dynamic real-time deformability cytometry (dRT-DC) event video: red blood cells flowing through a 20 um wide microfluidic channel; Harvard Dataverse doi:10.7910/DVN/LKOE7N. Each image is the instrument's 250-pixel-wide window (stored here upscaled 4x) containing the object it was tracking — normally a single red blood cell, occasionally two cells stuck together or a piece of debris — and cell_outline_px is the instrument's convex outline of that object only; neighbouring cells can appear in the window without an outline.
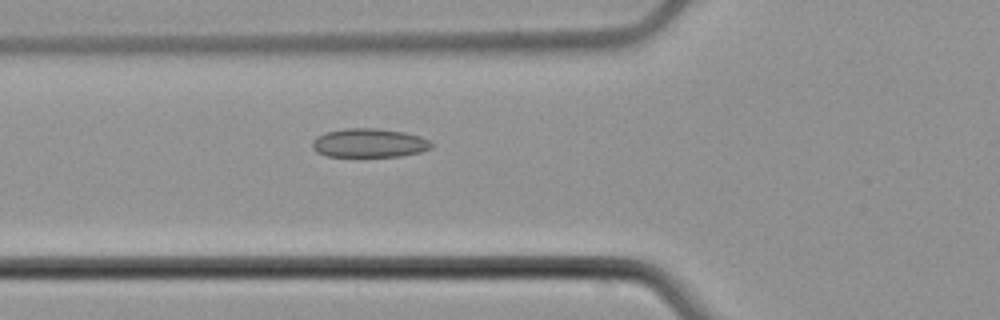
{"species": "common noctule bat (a hibernating species)", "species_latin": "Nyctalus noctula", "temperature_condition": "cold", "stored_images_in_passage": 51, "camera_frame_rate_fps": 3000, "um_per_image_px": 0.085, "animal": {"sex": "male", "body_mass_g": 21.5, "forearm_length_mm": 52.0}, "frame": {"image": 1, "passage_image": 17, "time_ms": 5.333, "image_size_px": [1000, 320], "cell_outline_px": [[436, 144], [432, 148], [420, 152], [400, 156], [328, 156], [316, 152], [312, 148], [312, 140], [316, 136], [324, 132], [344, 128], [376, 128], [404, 132], [420, 136]], "centroid_in_image_um": [31.37, 12.14], "position_along_channel_um": 94.4, "area_um2": 20.23}}
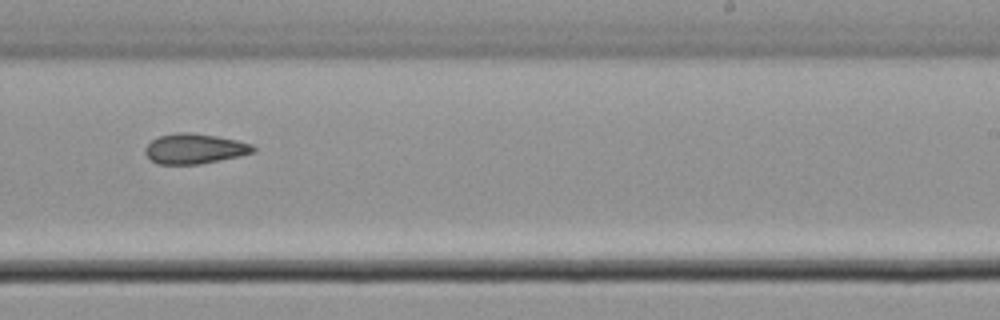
{"frame": {"image": 2, "passage_image": 31, "time_ms": 10.0, "image_size_px": [1000, 320], "cell_outline_px": [[256, 152], [240, 156], [200, 164], [156, 164], [144, 152], [144, 148], [152, 140], [160, 136], [176, 132], [192, 132], [216, 136], [236, 140], [252, 144], [256, 148]], "centroid_in_image_um": [16.55, 12.64], "position_along_channel_um": 272.4, "area_um2": 19.02}}
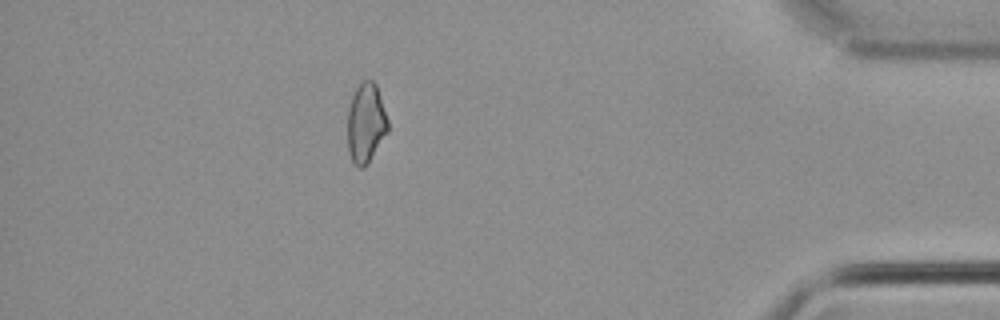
{"frame": {"image": 3, "passage_image": 45, "time_ms": 14.667, "image_size_px": [1000, 320], "cell_outline_px": [[388, 132], [364, 168], [360, 168], [352, 164], [348, 152], [348, 108], [352, 96], [356, 88], [364, 80], [372, 80], [376, 84], [388, 120]], "centroid_in_image_um": [31.09, 10.49], "position_along_channel_um": 404.1, "area_um2": 18.73}}